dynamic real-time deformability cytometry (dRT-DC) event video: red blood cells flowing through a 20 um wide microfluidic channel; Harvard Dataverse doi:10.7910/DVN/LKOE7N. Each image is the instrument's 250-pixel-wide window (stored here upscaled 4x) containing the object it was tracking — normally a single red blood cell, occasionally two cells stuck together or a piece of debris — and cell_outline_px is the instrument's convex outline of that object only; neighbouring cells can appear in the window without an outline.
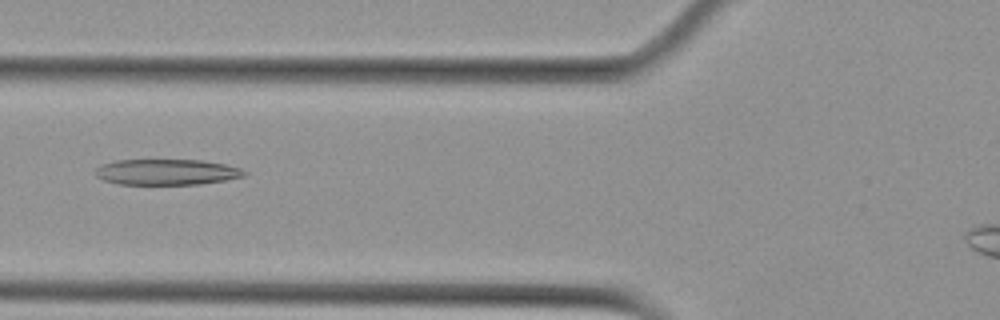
{"species": "Egyptian fruit bat (a non-hibernating species)", "species_latin": "Rousettus aegyptiacus", "temperature_condition": "cold", "stored_images_in_passage": 3, "camera_frame_rate_fps": 3000, "um_per_image_px": 0.085, "animal": {"sex": "female"}, "frame": {"image": 1, "passage_image": 3, "time_ms": 3.333, "image_size_px": [1000, 320], "cell_outline_px": [[248, 172], [244, 176], [224, 180], [200, 184], [116, 184], [104, 180], [96, 176], [96, 168], [100, 164], [116, 160], [200, 160], [224, 164], [240, 168]], "centroid_in_image_um": [14.14, 14.62], "position_along_channel_um": 111.7, "area_um2": 22.31}}